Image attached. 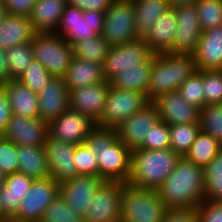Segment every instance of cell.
Segmentation results:
<instances>
[{"mask_svg": "<svg viewBox=\"0 0 222 222\" xmlns=\"http://www.w3.org/2000/svg\"><path fill=\"white\" fill-rule=\"evenodd\" d=\"M34 179L22 173L5 176V182L0 187V211L4 218H13L19 208L21 199L29 191Z\"/></svg>", "mask_w": 222, "mask_h": 222, "instance_id": "24", "label": "cell"}, {"mask_svg": "<svg viewBox=\"0 0 222 222\" xmlns=\"http://www.w3.org/2000/svg\"><path fill=\"white\" fill-rule=\"evenodd\" d=\"M163 222H198L196 208L168 210Z\"/></svg>", "mask_w": 222, "mask_h": 222, "instance_id": "48", "label": "cell"}, {"mask_svg": "<svg viewBox=\"0 0 222 222\" xmlns=\"http://www.w3.org/2000/svg\"><path fill=\"white\" fill-rule=\"evenodd\" d=\"M140 148L149 150L170 148V126L159 119L145 136Z\"/></svg>", "mask_w": 222, "mask_h": 222, "instance_id": "44", "label": "cell"}, {"mask_svg": "<svg viewBox=\"0 0 222 222\" xmlns=\"http://www.w3.org/2000/svg\"><path fill=\"white\" fill-rule=\"evenodd\" d=\"M221 150L222 145L212 136L200 131L185 157L204 169Z\"/></svg>", "mask_w": 222, "mask_h": 222, "instance_id": "32", "label": "cell"}, {"mask_svg": "<svg viewBox=\"0 0 222 222\" xmlns=\"http://www.w3.org/2000/svg\"><path fill=\"white\" fill-rule=\"evenodd\" d=\"M160 120L171 125L199 123L200 109L189 104L178 90L158 96L152 101Z\"/></svg>", "mask_w": 222, "mask_h": 222, "instance_id": "19", "label": "cell"}, {"mask_svg": "<svg viewBox=\"0 0 222 222\" xmlns=\"http://www.w3.org/2000/svg\"><path fill=\"white\" fill-rule=\"evenodd\" d=\"M102 37L110 47L137 40L133 1L114 0L105 12Z\"/></svg>", "mask_w": 222, "mask_h": 222, "instance_id": "8", "label": "cell"}, {"mask_svg": "<svg viewBox=\"0 0 222 222\" xmlns=\"http://www.w3.org/2000/svg\"><path fill=\"white\" fill-rule=\"evenodd\" d=\"M205 105L222 103V70H203Z\"/></svg>", "mask_w": 222, "mask_h": 222, "instance_id": "43", "label": "cell"}, {"mask_svg": "<svg viewBox=\"0 0 222 222\" xmlns=\"http://www.w3.org/2000/svg\"><path fill=\"white\" fill-rule=\"evenodd\" d=\"M2 222H25V221H19L13 218H5Z\"/></svg>", "mask_w": 222, "mask_h": 222, "instance_id": "55", "label": "cell"}, {"mask_svg": "<svg viewBox=\"0 0 222 222\" xmlns=\"http://www.w3.org/2000/svg\"><path fill=\"white\" fill-rule=\"evenodd\" d=\"M174 10L177 28L173 41V54L193 55L203 32L195 3L179 6Z\"/></svg>", "mask_w": 222, "mask_h": 222, "instance_id": "15", "label": "cell"}, {"mask_svg": "<svg viewBox=\"0 0 222 222\" xmlns=\"http://www.w3.org/2000/svg\"><path fill=\"white\" fill-rule=\"evenodd\" d=\"M86 143L98 158V176L103 181L128 182L131 151L117 138L116 128L96 126Z\"/></svg>", "mask_w": 222, "mask_h": 222, "instance_id": "2", "label": "cell"}, {"mask_svg": "<svg viewBox=\"0 0 222 222\" xmlns=\"http://www.w3.org/2000/svg\"><path fill=\"white\" fill-rule=\"evenodd\" d=\"M18 172L34 180L49 177L44 146H17Z\"/></svg>", "mask_w": 222, "mask_h": 222, "instance_id": "31", "label": "cell"}, {"mask_svg": "<svg viewBox=\"0 0 222 222\" xmlns=\"http://www.w3.org/2000/svg\"><path fill=\"white\" fill-rule=\"evenodd\" d=\"M52 77L46 68L34 59L17 79L34 93H39Z\"/></svg>", "mask_w": 222, "mask_h": 222, "instance_id": "41", "label": "cell"}, {"mask_svg": "<svg viewBox=\"0 0 222 222\" xmlns=\"http://www.w3.org/2000/svg\"><path fill=\"white\" fill-rule=\"evenodd\" d=\"M67 0H37L29 20L35 32H55Z\"/></svg>", "mask_w": 222, "mask_h": 222, "instance_id": "28", "label": "cell"}, {"mask_svg": "<svg viewBox=\"0 0 222 222\" xmlns=\"http://www.w3.org/2000/svg\"><path fill=\"white\" fill-rule=\"evenodd\" d=\"M35 33L29 17L6 14L0 23V48L31 42Z\"/></svg>", "mask_w": 222, "mask_h": 222, "instance_id": "26", "label": "cell"}, {"mask_svg": "<svg viewBox=\"0 0 222 222\" xmlns=\"http://www.w3.org/2000/svg\"><path fill=\"white\" fill-rule=\"evenodd\" d=\"M40 119L48 124L69 109V89L63 77H52L37 93Z\"/></svg>", "mask_w": 222, "mask_h": 222, "instance_id": "21", "label": "cell"}, {"mask_svg": "<svg viewBox=\"0 0 222 222\" xmlns=\"http://www.w3.org/2000/svg\"><path fill=\"white\" fill-rule=\"evenodd\" d=\"M34 59L53 77H64L74 58L73 47L54 32H36L31 40Z\"/></svg>", "mask_w": 222, "mask_h": 222, "instance_id": "6", "label": "cell"}, {"mask_svg": "<svg viewBox=\"0 0 222 222\" xmlns=\"http://www.w3.org/2000/svg\"><path fill=\"white\" fill-rule=\"evenodd\" d=\"M148 102L146 95L142 92L117 89L110 86L103 113L96 122V126L117 128Z\"/></svg>", "mask_w": 222, "mask_h": 222, "instance_id": "9", "label": "cell"}, {"mask_svg": "<svg viewBox=\"0 0 222 222\" xmlns=\"http://www.w3.org/2000/svg\"><path fill=\"white\" fill-rule=\"evenodd\" d=\"M176 28V12L173 8H170L158 17L153 24L151 31L144 39L150 51L154 54H173V41Z\"/></svg>", "mask_w": 222, "mask_h": 222, "instance_id": "23", "label": "cell"}, {"mask_svg": "<svg viewBox=\"0 0 222 222\" xmlns=\"http://www.w3.org/2000/svg\"><path fill=\"white\" fill-rule=\"evenodd\" d=\"M200 131L222 145V103L205 105L199 112Z\"/></svg>", "mask_w": 222, "mask_h": 222, "instance_id": "35", "label": "cell"}, {"mask_svg": "<svg viewBox=\"0 0 222 222\" xmlns=\"http://www.w3.org/2000/svg\"><path fill=\"white\" fill-rule=\"evenodd\" d=\"M3 137V133L0 131V139Z\"/></svg>", "mask_w": 222, "mask_h": 222, "instance_id": "57", "label": "cell"}, {"mask_svg": "<svg viewBox=\"0 0 222 222\" xmlns=\"http://www.w3.org/2000/svg\"><path fill=\"white\" fill-rule=\"evenodd\" d=\"M157 192L168 210L197 208L204 200L203 168L181 156Z\"/></svg>", "mask_w": 222, "mask_h": 222, "instance_id": "1", "label": "cell"}, {"mask_svg": "<svg viewBox=\"0 0 222 222\" xmlns=\"http://www.w3.org/2000/svg\"><path fill=\"white\" fill-rule=\"evenodd\" d=\"M114 0H67V4L81 9L82 11H107Z\"/></svg>", "mask_w": 222, "mask_h": 222, "instance_id": "49", "label": "cell"}, {"mask_svg": "<svg viewBox=\"0 0 222 222\" xmlns=\"http://www.w3.org/2000/svg\"><path fill=\"white\" fill-rule=\"evenodd\" d=\"M151 54L144 39L110 47L103 64L105 80L110 81L124 68L139 67Z\"/></svg>", "mask_w": 222, "mask_h": 222, "instance_id": "14", "label": "cell"}, {"mask_svg": "<svg viewBox=\"0 0 222 222\" xmlns=\"http://www.w3.org/2000/svg\"><path fill=\"white\" fill-rule=\"evenodd\" d=\"M123 183L104 181L91 199L84 222H120Z\"/></svg>", "mask_w": 222, "mask_h": 222, "instance_id": "11", "label": "cell"}, {"mask_svg": "<svg viewBox=\"0 0 222 222\" xmlns=\"http://www.w3.org/2000/svg\"><path fill=\"white\" fill-rule=\"evenodd\" d=\"M204 200L222 202V150L203 169Z\"/></svg>", "mask_w": 222, "mask_h": 222, "instance_id": "33", "label": "cell"}, {"mask_svg": "<svg viewBox=\"0 0 222 222\" xmlns=\"http://www.w3.org/2000/svg\"><path fill=\"white\" fill-rule=\"evenodd\" d=\"M72 47L75 58L88 60L98 64H104L110 48L102 35H96L82 42L74 43Z\"/></svg>", "mask_w": 222, "mask_h": 222, "instance_id": "34", "label": "cell"}, {"mask_svg": "<svg viewBox=\"0 0 222 222\" xmlns=\"http://www.w3.org/2000/svg\"><path fill=\"white\" fill-rule=\"evenodd\" d=\"M154 53L145 61L139 63V67L124 68L110 81V86L117 89H126L142 92L147 97L150 71L153 65Z\"/></svg>", "mask_w": 222, "mask_h": 222, "instance_id": "29", "label": "cell"}, {"mask_svg": "<svg viewBox=\"0 0 222 222\" xmlns=\"http://www.w3.org/2000/svg\"><path fill=\"white\" fill-rule=\"evenodd\" d=\"M48 123L40 118L13 114L3 132V138L17 146H43L48 136Z\"/></svg>", "mask_w": 222, "mask_h": 222, "instance_id": "18", "label": "cell"}, {"mask_svg": "<svg viewBox=\"0 0 222 222\" xmlns=\"http://www.w3.org/2000/svg\"><path fill=\"white\" fill-rule=\"evenodd\" d=\"M74 162L77 176H98V158L86 142L75 146Z\"/></svg>", "mask_w": 222, "mask_h": 222, "instance_id": "42", "label": "cell"}, {"mask_svg": "<svg viewBox=\"0 0 222 222\" xmlns=\"http://www.w3.org/2000/svg\"><path fill=\"white\" fill-rule=\"evenodd\" d=\"M104 181L99 176L78 175L59 184V195L77 214L84 216Z\"/></svg>", "mask_w": 222, "mask_h": 222, "instance_id": "17", "label": "cell"}, {"mask_svg": "<svg viewBox=\"0 0 222 222\" xmlns=\"http://www.w3.org/2000/svg\"><path fill=\"white\" fill-rule=\"evenodd\" d=\"M109 89L110 83L105 80L69 90V109L87 115L97 122L103 113Z\"/></svg>", "mask_w": 222, "mask_h": 222, "instance_id": "20", "label": "cell"}, {"mask_svg": "<svg viewBox=\"0 0 222 222\" xmlns=\"http://www.w3.org/2000/svg\"><path fill=\"white\" fill-rule=\"evenodd\" d=\"M43 146L50 178L60 184L77 176L74 162L75 144L65 143L48 134Z\"/></svg>", "mask_w": 222, "mask_h": 222, "instance_id": "16", "label": "cell"}, {"mask_svg": "<svg viewBox=\"0 0 222 222\" xmlns=\"http://www.w3.org/2000/svg\"><path fill=\"white\" fill-rule=\"evenodd\" d=\"M180 95L191 105L201 109L205 106L203 70H196L178 89Z\"/></svg>", "mask_w": 222, "mask_h": 222, "instance_id": "39", "label": "cell"}, {"mask_svg": "<svg viewBox=\"0 0 222 222\" xmlns=\"http://www.w3.org/2000/svg\"><path fill=\"white\" fill-rule=\"evenodd\" d=\"M196 70L193 55L154 54L147 89V100L153 101L164 93L178 90L183 82Z\"/></svg>", "mask_w": 222, "mask_h": 222, "instance_id": "4", "label": "cell"}, {"mask_svg": "<svg viewBox=\"0 0 222 222\" xmlns=\"http://www.w3.org/2000/svg\"><path fill=\"white\" fill-rule=\"evenodd\" d=\"M135 33L145 39L158 17L170 9L168 0H134Z\"/></svg>", "mask_w": 222, "mask_h": 222, "instance_id": "30", "label": "cell"}, {"mask_svg": "<svg viewBox=\"0 0 222 222\" xmlns=\"http://www.w3.org/2000/svg\"><path fill=\"white\" fill-rule=\"evenodd\" d=\"M69 90L105 81L103 64L73 58L63 77Z\"/></svg>", "mask_w": 222, "mask_h": 222, "instance_id": "27", "label": "cell"}, {"mask_svg": "<svg viewBox=\"0 0 222 222\" xmlns=\"http://www.w3.org/2000/svg\"><path fill=\"white\" fill-rule=\"evenodd\" d=\"M195 6L202 31L222 26V0H197Z\"/></svg>", "mask_w": 222, "mask_h": 222, "instance_id": "38", "label": "cell"}, {"mask_svg": "<svg viewBox=\"0 0 222 222\" xmlns=\"http://www.w3.org/2000/svg\"><path fill=\"white\" fill-rule=\"evenodd\" d=\"M104 19L105 11H82L67 4L54 33L62 36L72 46L74 43L101 35Z\"/></svg>", "mask_w": 222, "mask_h": 222, "instance_id": "7", "label": "cell"}, {"mask_svg": "<svg viewBox=\"0 0 222 222\" xmlns=\"http://www.w3.org/2000/svg\"><path fill=\"white\" fill-rule=\"evenodd\" d=\"M96 122L89 116L68 109L48 124L51 137L69 144L85 143Z\"/></svg>", "mask_w": 222, "mask_h": 222, "instance_id": "12", "label": "cell"}, {"mask_svg": "<svg viewBox=\"0 0 222 222\" xmlns=\"http://www.w3.org/2000/svg\"><path fill=\"white\" fill-rule=\"evenodd\" d=\"M193 56L197 70H222V26L202 32Z\"/></svg>", "mask_w": 222, "mask_h": 222, "instance_id": "22", "label": "cell"}, {"mask_svg": "<svg viewBox=\"0 0 222 222\" xmlns=\"http://www.w3.org/2000/svg\"><path fill=\"white\" fill-rule=\"evenodd\" d=\"M156 105L149 101L117 128V138L130 150L138 149L151 127L159 120Z\"/></svg>", "mask_w": 222, "mask_h": 222, "instance_id": "13", "label": "cell"}, {"mask_svg": "<svg viewBox=\"0 0 222 222\" xmlns=\"http://www.w3.org/2000/svg\"><path fill=\"white\" fill-rule=\"evenodd\" d=\"M199 133V123L171 125L170 148L180 156H185Z\"/></svg>", "mask_w": 222, "mask_h": 222, "instance_id": "36", "label": "cell"}, {"mask_svg": "<svg viewBox=\"0 0 222 222\" xmlns=\"http://www.w3.org/2000/svg\"><path fill=\"white\" fill-rule=\"evenodd\" d=\"M43 222H84L83 216L77 214L66 201L58 195L44 212Z\"/></svg>", "mask_w": 222, "mask_h": 222, "instance_id": "40", "label": "cell"}, {"mask_svg": "<svg viewBox=\"0 0 222 222\" xmlns=\"http://www.w3.org/2000/svg\"><path fill=\"white\" fill-rule=\"evenodd\" d=\"M1 87L5 90L12 114L28 118H40L37 93L18 79H10Z\"/></svg>", "mask_w": 222, "mask_h": 222, "instance_id": "25", "label": "cell"}, {"mask_svg": "<svg viewBox=\"0 0 222 222\" xmlns=\"http://www.w3.org/2000/svg\"><path fill=\"white\" fill-rule=\"evenodd\" d=\"M17 145L11 141L0 139V170L5 175L18 173Z\"/></svg>", "mask_w": 222, "mask_h": 222, "instance_id": "45", "label": "cell"}, {"mask_svg": "<svg viewBox=\"0 0 222 222\" xmlns=\"http://www.w3.org/2000/svg\"><path fill=\"white\" fill-rule=\"evenodd\" d=\"M12 115L8 96L5 90L0 86V131L2 133L5 131Z\"/></svg>", "mask_w": 222, "mask_h": 222, "instance_id": "50", "label": "cell"}, {"mask_svg": "<svg viewBox=\"0 0 222 222\" xmlns=\"http://www.w3.org/2000/svg\"><path fill=\"white\" fill-rule=\"evenodd\" d=\"M197 0H168L170 8H176L179 6H183L186 4H192L195 3Z\"/></svg>", "mask_w": 222, "mask_h": 222, "instance_id": "52", "label": "cell"}, {"mask_svg": "<svg viewBox=\"0 0 222 222\" xmlns=\"http://www.w3.org/2000/svg\"><path fill=\"white\" fill-rule=\"evenodd\" d=\"M5 218L3 217L1 211H0V222H2Z\"/></svg>", "mask_w": 222, "mask_h": 222, "instance_id": "56", "label": "cell"}, {"mask_svg": "<svg viewBox=\"0 0 222 222\" xmlns=\"http://www.w3.org/2000/svg\"><path fill=\"white\" fill-rule=\"evenodd\" d=\"M198 222H222V202L203 200L196 208Z\"/></svg>", "mask_w": 222, "mask_h": 222, "instance_id": "46", "label": "cell"}, {"mask_svg": "<svg viewBox=\"0 0 222 222\" xmlns=\"http://www.w3.org/2000/svg\"><path fill=\"white\" fill-rule=\"evenodd\" d=\"M6 14L29 17L37 0H2Z\"/></svg>", "mask_w": 222, "mask_h": 222, "instance_id": "47", "label": "cell"}, {"mask_svg": "<svg viewBox=\"0 0 222 222\" xmlns=\"http://www.w3.org/2000/svg\"><path fill=\"white\" fill-rule=\"evenodd\" d=\"M5 54L11 79H17L34 60L31 42L14 45L6 49Z\"/></svg>", "mask_w": 222, "mask_h": 222, "instance_id": "37", "label": "cell"}, {"mask_svg": "<svg viewBox=\"0 0 222 222\" xmlns=\"http://www.w3.org/2000/svg\"><path fill=\"white\" fill-rule=\"evenodd\" d=\"M5 174L0 170V187L4 185L5 182Z\"/></svg>", "mask_w": 222, "mask_h": 222, "instance_id": "54", "label": "cell"}, {"mask_svg": "<svg viewBox=\"0 0 222 222\" xmlns=\"http://www.w3.org/2000/svg\"><path fill=\"white\" fill-rule=\"evenodd\" d=\"M120 222H163L168 211L157 190L123 183Z\"/></svg>", "mask_w": 222, "mask_h": 222, "instance_id": "5", "label": "cell"}, {"mask_svg": "<svg viewBox=\"0 0 222 222\" xmlns=\"http://www.w3.org/2000/svg\"><path fill=\"white\" fill-rule=\"evenodd\" d=\"M6 15L4 7H3V2L0 0V23L3 20V17Z\"/></svg>", "mask_w": 222, "mask_h": 222, "instance_id": "53", "label": "cell"}, {"mask_svg": "<svg viewBox=\"0 0 222 222\" xmlns=\"http://www.w3.org/2000/svg\"><path fill=\"white\" fill-rule=\"evenodd\" d=\"M181 156L171 148L131 151V173L128 183L146 189L157 190Z\"/></svg>", "mask_w": 222, "mask_h": 222, "instance_id": "3", "label": "cell"}, {"mask_svg": "<svg viewBox=\"0 0 222 222\" xmlns=\"http://www.w3.org/2000/svg\"><path fill=\"white\" fill-rule=\"evenodd\" d=\"M10 79L5 50L0 48V86Z\"/></svg>", "mask_w": 222, "mask_h": 222, "instance_id": "51", "label": "cell"}, {"mask_svg": "<svg viewBox=\"0 0 222 222\" xmlns=\"http://www.w3.org/2000/svg\"><path fill=\"white\" fill-rule=\"evenodd\" d=\"M59 195V183L46 177L33 181L29 191L21 199L13 219L25 222L42 220L47 207Z\"/></svg>", "mask_w": 222, "mask_h": 222, "instance_id": "10", "label": "cell"}]
</instances>
